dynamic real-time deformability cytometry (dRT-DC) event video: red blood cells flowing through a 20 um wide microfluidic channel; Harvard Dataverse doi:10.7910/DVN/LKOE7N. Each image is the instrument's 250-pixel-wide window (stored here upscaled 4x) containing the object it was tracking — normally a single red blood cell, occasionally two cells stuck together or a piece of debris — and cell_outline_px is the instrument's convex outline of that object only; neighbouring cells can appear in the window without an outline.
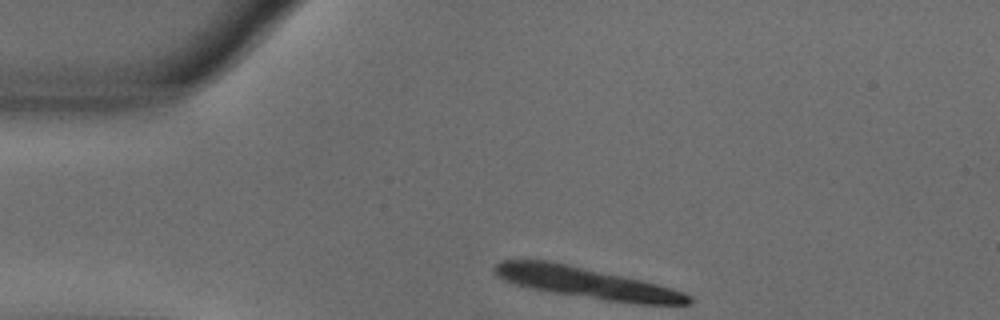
{"species": "common noctule bat (a hibernating species)", "species_latin": "Nyctalus noctula", "temperature_condition": "warm", "stored_images_in_passage": 6, "camera_frame_rate_fps": 3000, "um_per_image_px": 0.085, "animal": {"sex": "male", "body_mass_g": 18.8}, "frame": {"image": 1, "passage_image": 1, "time_ms": 0.0, "image_size_px": [1000, 320], "cell_outline_px": [[696, 300], [692, 304], [636, 304], [552, 292], [532, 288], [516, 284], [504, 280], [496, 276], [492, 268], [500, 260], [548, 260], [568, 264], [624, 276], [672, 288], [684, 292], [692, 296]], "centroid_in_image_um": [49.88, 24.03], "position_along_channel_um": 35.1, "area_um2": 34.85}}